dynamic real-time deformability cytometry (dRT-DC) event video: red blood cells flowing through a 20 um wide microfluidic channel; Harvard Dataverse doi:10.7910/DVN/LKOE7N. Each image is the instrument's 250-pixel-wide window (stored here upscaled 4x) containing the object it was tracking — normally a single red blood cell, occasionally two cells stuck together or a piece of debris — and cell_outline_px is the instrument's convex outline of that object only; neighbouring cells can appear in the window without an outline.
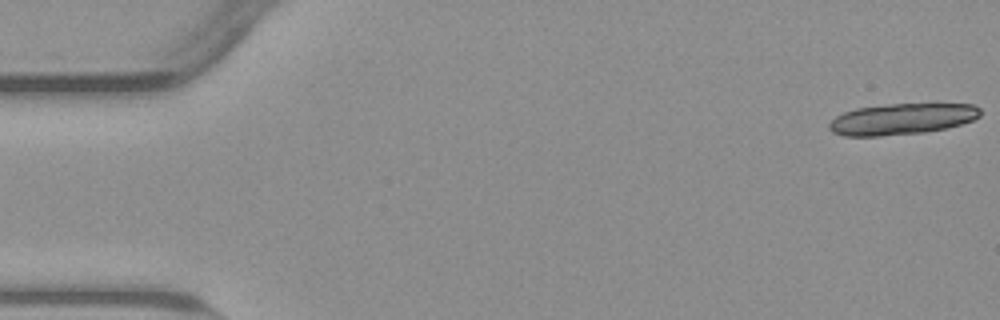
{"species": "common noctule bat (a hibernating species)", "species_latin": "Nyctalus noctula", "temperature_condition": "warm", "stored_images_in_passage": 19, "camera_frame_rate_fps": 3000, "um_per_image_px": 0.085, "animal": {"sex": "male", "body_mass_g": 23.1, "forearm_length_mm": 52.7}, "frame": {"image": 1, "passage_image": 1, "time_ms": 0.0, "image_size_px": [1000, 320], "cell_outline_px": [[980, 116], [972, 120], [960, 124], [944, 128], [924, 132], [880, 136], [844, 136], [832, 132], [828, 128], [828, 124], [836, 116], [844, 112], [856, 108], [888, 104], [972, 104], [980, 108]], "centroid_in_image_um": [76.62, 10.11], "position_along_channel_um": 8.4, "area_um2": 27.28}}